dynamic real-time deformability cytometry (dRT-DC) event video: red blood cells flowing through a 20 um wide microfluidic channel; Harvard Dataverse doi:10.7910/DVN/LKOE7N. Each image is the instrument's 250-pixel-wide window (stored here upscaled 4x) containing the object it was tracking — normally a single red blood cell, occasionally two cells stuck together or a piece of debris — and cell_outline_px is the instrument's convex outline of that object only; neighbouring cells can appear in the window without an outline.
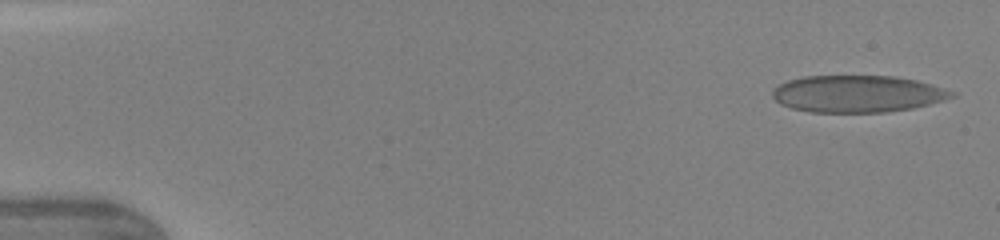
{"species": "human", "species_latin": "Homo sapiens", "temperature_condition": "warm", "stored_images_in_passage": 44, "camera_frame_rate_fps": 3000, "um_per_image_px": 0.085, "donor": {"sex": "female"}, "frame": {"image": 1, "passage_image": 2, "time_ms": 0.333, "image_size_px": [1000, 240], "cell_outline_px": [[956, 96], [944, 100], [912, 108], [884, 112], [808, 112], [792, 108], [780, 104], [772, 96], [772, 88], [788, 80], [804, 76], [892, 76], [916, 80], [932, 84], [956, 92]], "centroid_in_image_um": [72.87, 7.97], "position_along_channel_um": 12.1, "area_um2": 38.67}}
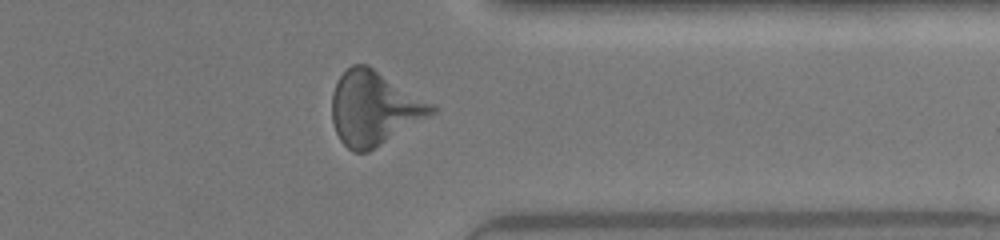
{"frame": {"image": 2, "passage_image": 37, "time_ms": 12.0, "image_size_px": [1000, 240], "cell_outline_px": [[436, 112], [368, 152], [352, 152], [340, 140], [336, 132], [332, 120], [332, 92], [340, 76], [352, 64], [368, 64], [436, 104]], "centroid_in_image_um": [31.81, 9.18], "position_along_channel_um": 379.6, "area_um2": 43.06}}
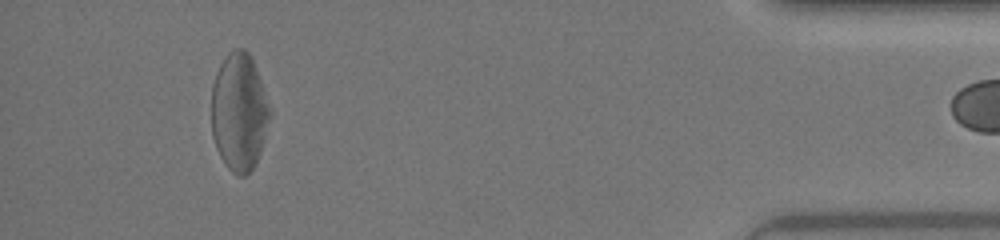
{"frame": {"image": 3, "passage_image": 43, "time_ms": 14.0, "image_size_px": [1000, 240], "cell_outline_px": [[272, 112], [264, 140], [260, 152], [252, 168], [244, 176], [236, 176], [224, 164], [216, 148], [212, 136], [212, 84], [216, 72], [220, 64], [228, 52], [232, 48], [244, 48], [248, 52], [252, 60], [260, 80]], "centroid_in_image_um": [20.31, 9.52], "position_along_channel_um": 414.9, "area_um2": 40.11}}